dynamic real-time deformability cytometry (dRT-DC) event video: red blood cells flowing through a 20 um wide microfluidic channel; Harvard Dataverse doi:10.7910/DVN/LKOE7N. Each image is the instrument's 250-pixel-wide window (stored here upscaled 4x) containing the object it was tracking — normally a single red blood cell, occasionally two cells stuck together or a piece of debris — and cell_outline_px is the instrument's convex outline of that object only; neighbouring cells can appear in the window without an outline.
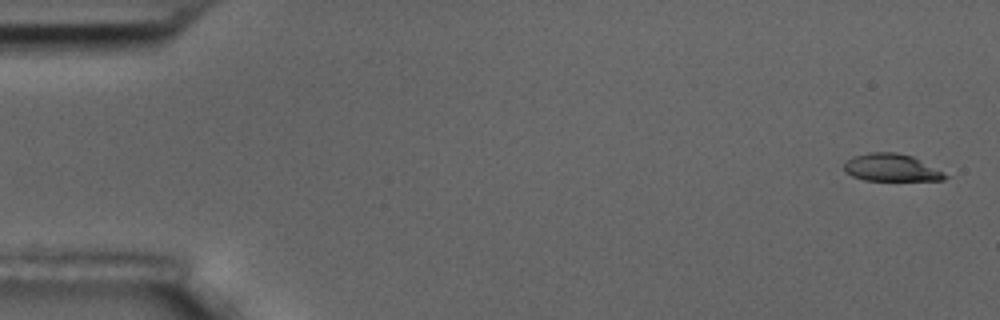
{"species": "common noctule bat (a hibernating species)", "species_latin": "Nyctalus noctula", "temperature_condition": "room temperature", "stored_images_in_passage": 5, "segment_of_instrument_passage": [2, 2], "camera_frame_rate_fps": 3000, "um_per_image_px": 0.085, "animal": {"sex": "male", "body_mass_g": 17.5, "forearm_length_mm": 52.3}, "frame": {"image": 1, "passage_image": 5, "time_ms": 5.667, "image_size_px": [1000, 320], "cell_outline_px": [[952, 176], [944, 180], [864, 180], [852, 176], [844, 172], [844, 164], [852, 156], [868, 152], [896, 152], [912, 156]], "centroid_in_image_um": [75.77, 14.25], "position_along_channel_um": 9.2, "area_um2": 16.24}}